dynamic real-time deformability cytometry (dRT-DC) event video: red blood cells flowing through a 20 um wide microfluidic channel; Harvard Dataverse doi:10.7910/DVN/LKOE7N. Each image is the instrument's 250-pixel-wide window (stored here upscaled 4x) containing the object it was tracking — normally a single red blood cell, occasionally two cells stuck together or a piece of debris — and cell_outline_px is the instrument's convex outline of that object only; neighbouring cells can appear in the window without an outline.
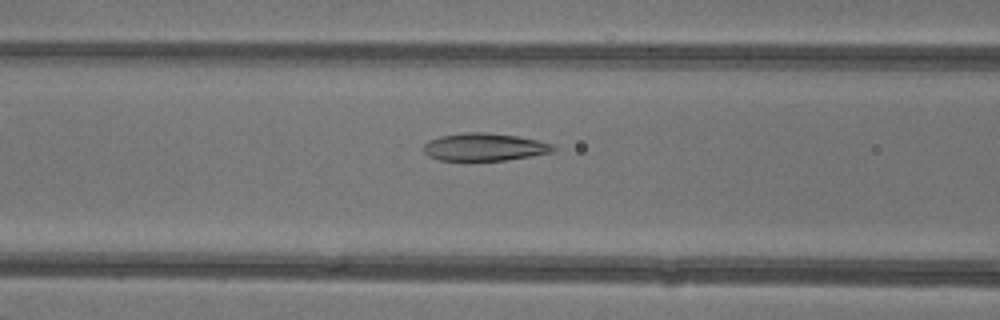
{"species": "common noctule bat (a hibernating species)", "species_latin": "Nyctalus noctula", "temperature_condition": "warm", "stored_images_in_passage": 44, "camera_frame_rate_fps": 3000, "um_per_image_px": 0.085, "animal": {"sex": "female"}, "frame": {"image": 1, "passage_image": 17, "time_ms": 5.333, "image_size_px": [1000, 320], "cell_outline_px": [[556, 148], [552, 152], [532, 156], [504, 160], [440, 160], [428, 156], [424, 152], [424, 144], [428, 140], [440, 136], [464, 132], [484, 132], [516, 136], [536, 140], [552, 144]], "centroid_in_image_um": [41.15, 12.49], "position_along_channel_um": 125.5, "area_um2": 20.75}}
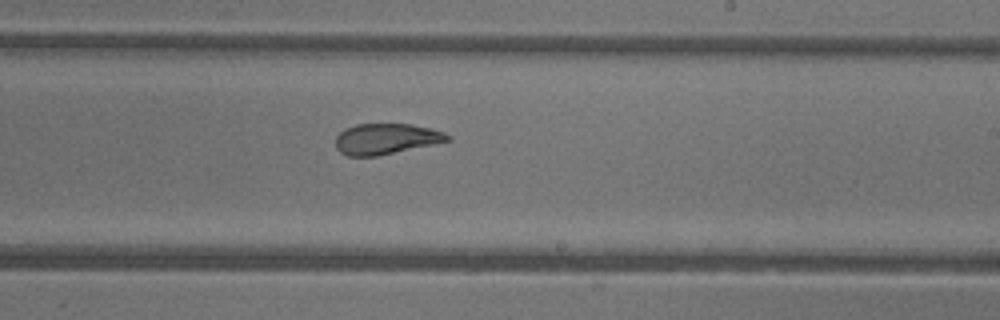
{"frame": {"image": 2, "passage_image": 26, "time_ms": 8.333, "image_size_px": [1000, 320], "cell_outline_px": [[452, 140], [376, 156], [348, 156], [340, 152], [336, 148], [336, 136], [344, 128], [356, 124], [412, 124], [432, 128], [444, 132], [452, 136]], "centroid_in_image_um": [32.82, 11.79], "position_along_channel_um": 256.2, "area_um2": 20.11}}
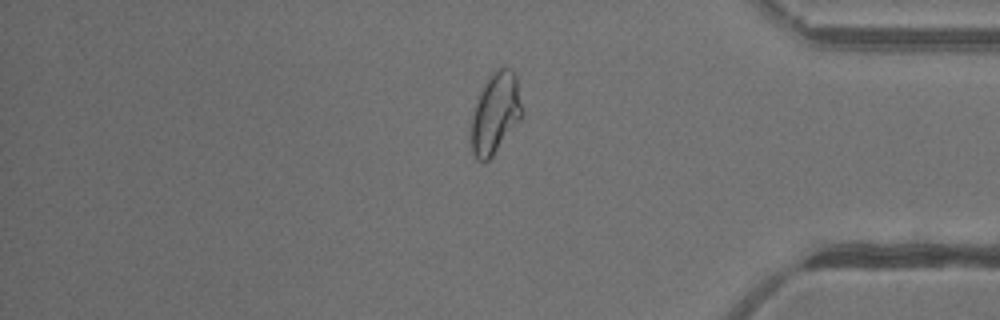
{"frame": {"image": 3, "passage_image": 37, "time_ms": 12.0, "image_size_px": [1000, 320], "cell_outline_px": [[524, 112], [492, 156], [484, 164], [472, 152], [472, 116], [476, 100], [488, 76], [496, 68], [508, 68], [516, 76]], "centroid_in_image_um": [42.11, 9.58], "position_along_channel_um": 393.1, "area_um2": 23.52}, "authors_computed_cell_mechanics": {"area_um2": 22.8599, "velocity_mm_per_s": 4.3656, "shape_relaxation_time_tau1_ms": 7.4359, "shape_relaxation_time_tau2_ms": 1.3189, "deformation_change_tau1": 0.2107, "deformation_change_tau2": 0.0823}}